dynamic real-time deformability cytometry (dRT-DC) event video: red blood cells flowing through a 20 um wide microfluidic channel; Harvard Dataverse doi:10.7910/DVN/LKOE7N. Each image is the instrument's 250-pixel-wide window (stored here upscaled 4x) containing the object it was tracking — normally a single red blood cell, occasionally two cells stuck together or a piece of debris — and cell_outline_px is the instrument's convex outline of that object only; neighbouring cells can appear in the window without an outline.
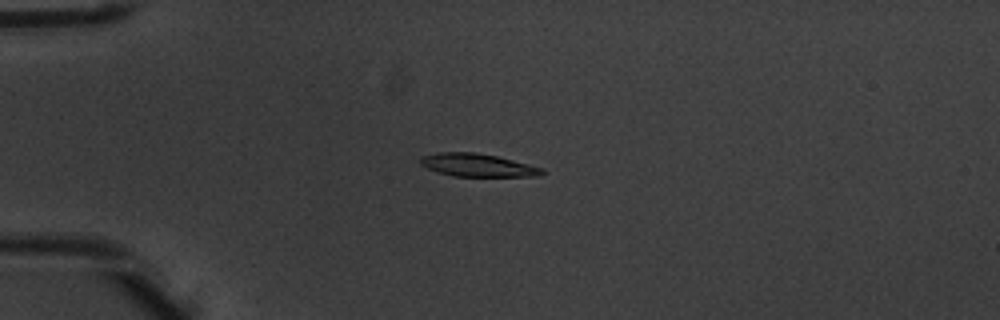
{"species": "common noctule bat (a hibernating species)", "species_latin": "Nyctalus noctula", "temperature_condition": "warm", "stored_images_in_passage": 9, "camera_frame_rate_fps": 3000, "um_per_image_px": 0.085, "animal": {"sex": "male", "body_mass_g": 20.1, "forearm_length_mm": 53.5}, "frame": {"image": 1, "passage_image": 4, "time_ms": 1.0, "image_size_px": [1000, 320], "cell_outline_px": [[544, 172], [540, 176], [452, 176], [436, 172], [420, 164], [420, 156], [440, 152], [476, 152], [496, 156], [544, 168]], "centroid_in_image_um": [40.56, 14.04], "position_along_channel_um": 44.4, "area_um2": 16.24}}
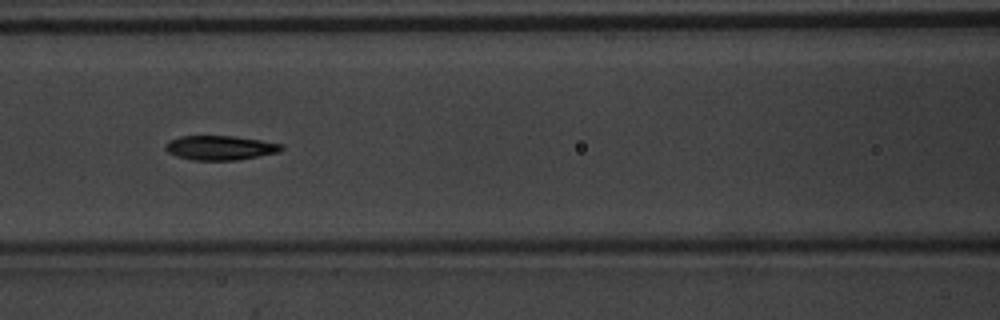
{"frame": {"image": 2, "passage_image": 7, "time_ms": 2.0, "image_size_px": [1000, 320], "cell_outline_px": [[284, 148], [280, 152], [236, 160], [192, 160], [176, 156], [168, 152], [164, 148], [164, 144], [168, 140], [180, 136], [236, 136], [284, 144]], "centroid_in_image_um": [18.7, 12.55], "position_along_channel_um": 147.9, "area_um2": 16.65}}
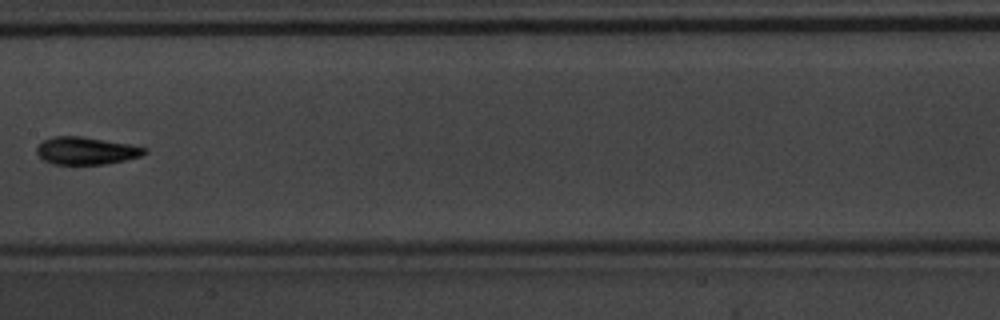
{"frame": {"image": 3, "passage_image": 8, "time_ms": 2.333, "image_size_px": [1000, 320], "cell_outline_px": [[148, 152], [140, 156], [124, 160], [104, 164], [52, 164], [44, 160], [36, 152], [36, 148], [44, 140], [52, 136], [80, 136], [128, 144], [148, 148]], "centroid_in_image_um": [7.31, 12.81], "position_along_channel_um": 200.1, "area_um2": 17.11}}